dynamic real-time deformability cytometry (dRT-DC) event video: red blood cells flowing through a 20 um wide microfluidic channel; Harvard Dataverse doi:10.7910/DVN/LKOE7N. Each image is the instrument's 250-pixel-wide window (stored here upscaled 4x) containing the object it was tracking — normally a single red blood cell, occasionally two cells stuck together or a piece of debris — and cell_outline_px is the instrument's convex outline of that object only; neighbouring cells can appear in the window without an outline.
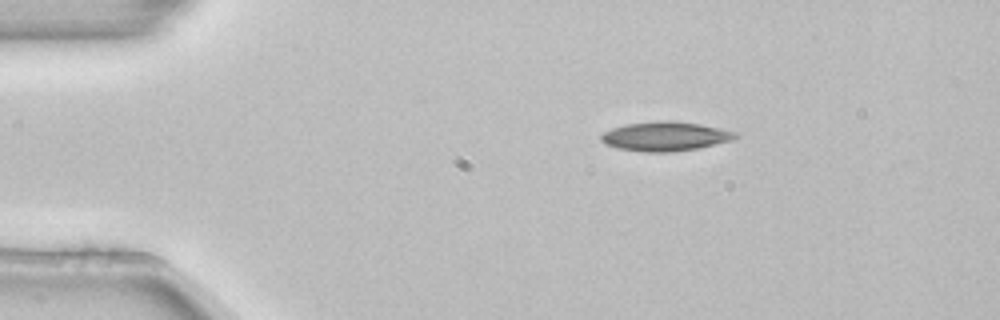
{"species": "common noctule bat (a hibernating species)", "species_latin": "Nyctalus noctula", "temperature_condition": "room temperature", "stored_images_in_passage": 2, "camera_frame_rate_fps": 3000, "um_per_image_px": 0.085, "animal": {"sex": "female", "body_mass_g": 22.7, "forearm_length_mm": 54.2}, "frame": {"image": 1, "passage_image": 1, "time_ms": 0.0, "image_size_px": [1000, 320], "cell_outline_px": [[740, 136], [732, 140], [696, 148], [672, 152], [644, 152], [616, 148], [604, 144], [600, 140], [600, 136], [604, 132], [612, 128], [624, 124], [660, 120], [672, 120], [700, 124], [736, 132]], "centroid_in_image_um": [56.5, 11.58], "position_along_channel_um": 28.5, "area_um2": 23.0}}
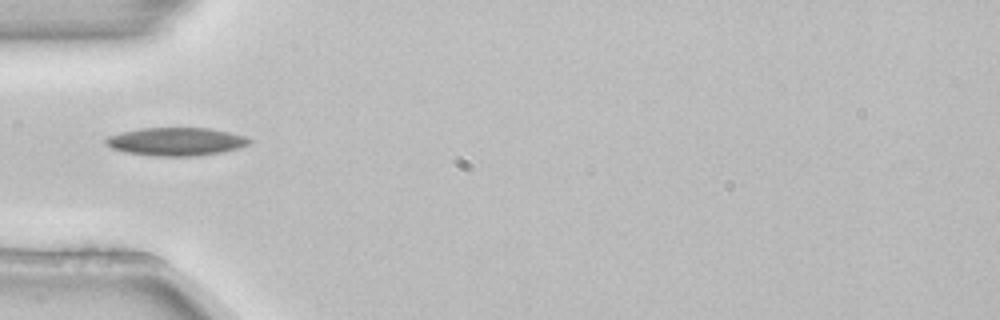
{"frame": {"image": 2, "passage_image": 2, "time_ms": 0.333, "image_size_px": [1000, 320], "cell_outline_px": [[252, 140], [248, 144], [240, 148], [224, 152], [192, 156], [156, 156], [124, 152], [112, 148], [104, 144], [104, 140], [108, 136], [120, 132], [140, 128], [212, 128], [248, 136]], "centroid_in_image_um": [14.98, 12.03], "position_along_channel_um": 70.0, "area_um2": 23.81}}